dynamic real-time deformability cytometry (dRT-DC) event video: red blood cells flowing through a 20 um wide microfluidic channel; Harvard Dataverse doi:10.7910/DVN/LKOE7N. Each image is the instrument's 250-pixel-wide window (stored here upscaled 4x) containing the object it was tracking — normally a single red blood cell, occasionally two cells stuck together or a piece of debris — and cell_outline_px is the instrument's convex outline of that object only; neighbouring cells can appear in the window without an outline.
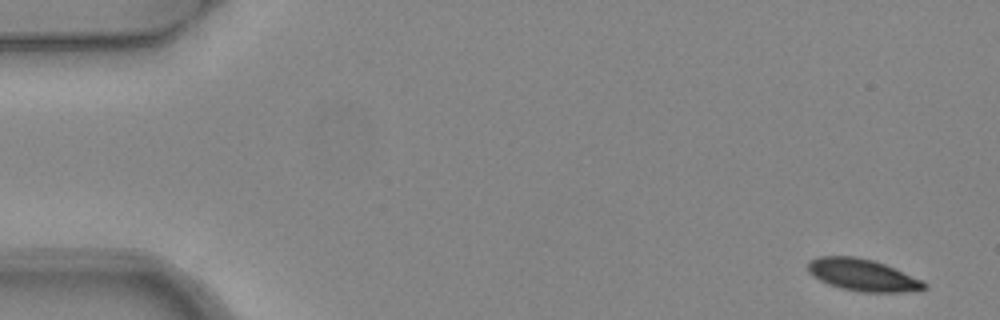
{"species": "common noctule bat (a hibernating species)", "species_latin": "Nyctalus noctula", "temperature_condition": "warm", "stored_images_in_passage": 7, "camera_frame_rate_fps": 3000, "um_per_image_px": 0.085, "animal": {"sex": "female", "body_mass_g": 24.6, "forearm_length_mm": 56.2}, "frame": {"image": 1, "passage_image": 1, "time_ms": 0.0, "image_size_px": [1000, 320], "cell_outline_px": [[928, 288], [900, 292], [860, 292], [840, 288], [828, 284], [812, 276], [808, 272], [808, 260], [820, 256], [852, 256], [872, 260], [884, 264], [920, 280], [928, 284]], "centroid_in_image_um": [73.26, 23.38], "position_along_channel_um": 11.7, "area_um2": 21.44}}
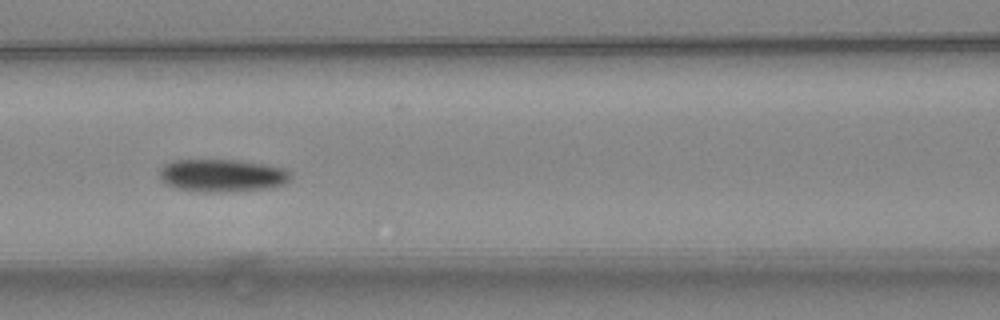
{"frame": {"image": 2, "passage_image": 5, "time_ms": 1.333, "image_size_px": [1000, 320], "cell_outline_px": [[292, 176], [284, 184], [268, 188], [224, 192], [200, 192], [176, 188], [164, 184], [160, 180], [160, 168], [164, 164], [172, 160], [240, 160], [264, 164], [284, 168], [292, 172]], "centroid_in_image_um": [18.86, 14.91], "position_along_channel_um": 147.7, "area_um2": 25.26}}
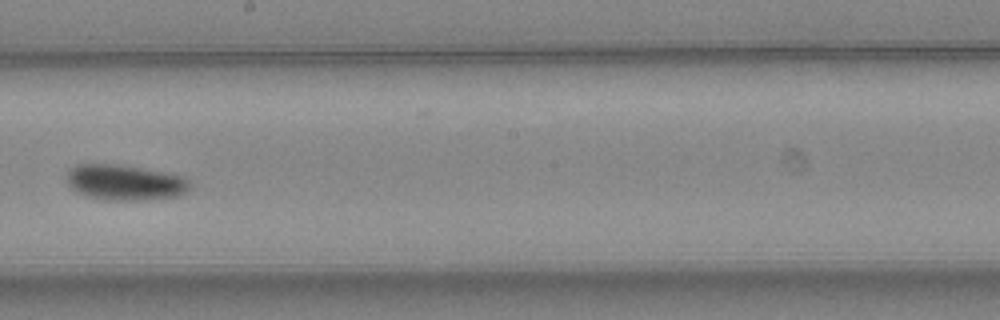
{"frame": {"image": 3, "passage_image": 7, "time_ms": 2.0, "image_size_px": [1000, 320], "cell_outline_px": [[192, 184], [188, 192], [176, 196], [140, 200], [104, 200], [84, 196], [76, 192], [68, 184], [68, 172], [76, 164], [120, 164], [168, 172], [184, 176]], "centroid_in_image_um": [10.65, 15.5], "position_along_channel_um": 237.5, "area_um2": 25.84}}